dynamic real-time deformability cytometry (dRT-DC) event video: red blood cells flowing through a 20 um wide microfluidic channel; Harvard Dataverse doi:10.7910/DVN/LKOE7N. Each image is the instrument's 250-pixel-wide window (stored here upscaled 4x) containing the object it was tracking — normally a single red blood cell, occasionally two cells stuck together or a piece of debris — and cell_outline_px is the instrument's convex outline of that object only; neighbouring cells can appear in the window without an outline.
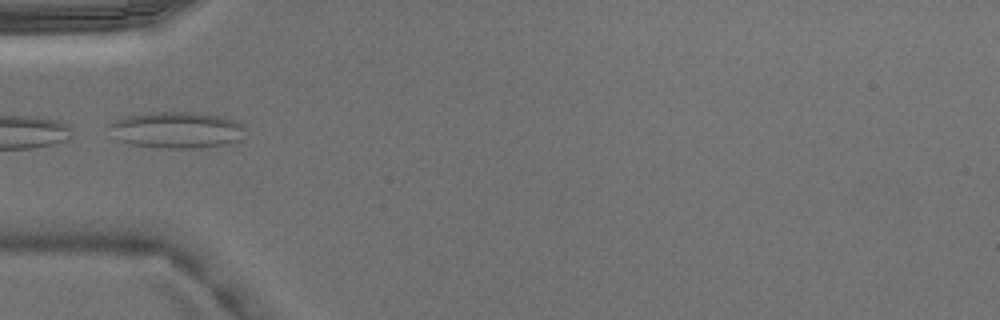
{"species": "Egyptian fruit bat (a non-hibernating species)", "species_latin": "Rousettus aegyptiacus", "temperature_condition": "warm", "stored_images_in_passage": 5, "camera_frame_rate_fps": 3000, "um_per_image_px": 0.085, "animal": {"sex": "male"}, "frame": {"image": 1, "passage_image": 3, "time_ms": 0.667, "image_size_px": [1000, 320], "cell_outline_px": [[244, 128], [240, 140], [224, 144], [200, 148], [156, 148], [128, 144], [116, 140], [108, 124], [120, 116], [152, 112], [200, 112], [220, 116], [232, 120], [240, 124]], "centroid_in_image_um": [14.93, 11.04], "position_along_channel_um": 70.1, "area_um2": 29.13}}